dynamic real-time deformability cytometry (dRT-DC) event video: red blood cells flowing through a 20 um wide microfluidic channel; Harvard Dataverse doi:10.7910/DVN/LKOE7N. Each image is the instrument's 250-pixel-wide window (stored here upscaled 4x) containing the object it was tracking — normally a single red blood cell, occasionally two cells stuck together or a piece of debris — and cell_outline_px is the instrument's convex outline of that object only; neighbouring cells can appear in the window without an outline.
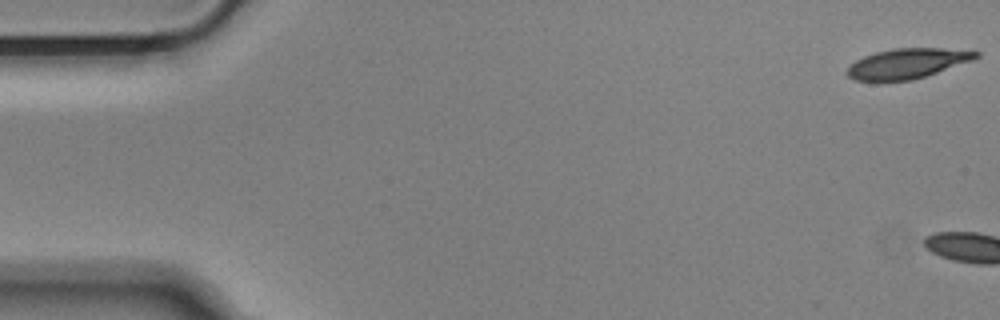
{"species": "Egyptian fruit bat (a non-hibernating species)", "species_latin": "Rousettus aegyptiacus", "temperature_condition": "cold", "stored_images_in_passage": 4, "camera_frame_rate_fps": 3000, "um_per_image_px": 0.085, "animal": {"sex": "male"}, "frame": {"image": 1, "passage_image": 1, "time_ms": 0.0, "image_size_px": [1000, 320], "cell_outline_px": [[980, 56], [972, 60], [912, 80], [856, 80], [848, 76], [844, 72], [856, 60], [864, 56], [876, 52], [892, 48], [976, 48], [980, 52]], "centroid_in_image_um": [77.21, 5.35], "position_along_channel_um": 7.8, "area_um2": 22.6}}